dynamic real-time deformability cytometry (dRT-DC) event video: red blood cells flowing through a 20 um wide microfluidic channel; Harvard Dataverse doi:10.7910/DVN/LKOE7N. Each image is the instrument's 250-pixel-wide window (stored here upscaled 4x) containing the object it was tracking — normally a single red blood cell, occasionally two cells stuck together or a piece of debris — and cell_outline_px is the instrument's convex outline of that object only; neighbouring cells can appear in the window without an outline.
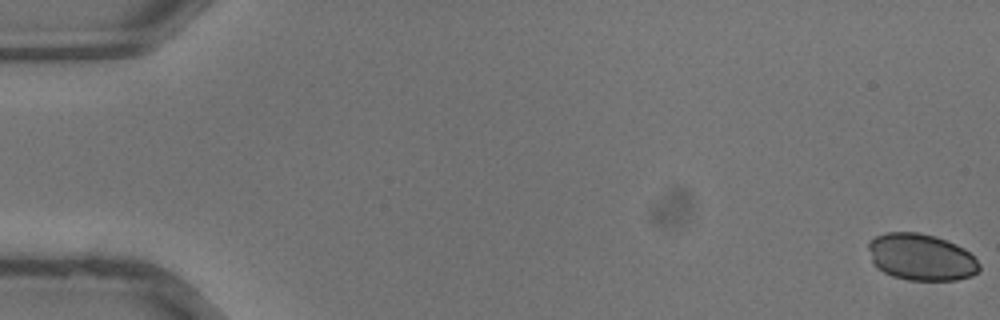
{"species": "common noctule bat (a hibernating species)", "species_latin": "Nyctalus noctula", "temperature_condition": "warm", "stored_images_in_passage": 37, "camera_frame_rate_fps": 3000, "um_per_image_px": 0.085, "animal": {"sex": "male", "body_mass_g": 13.3}, "frame": {"image": 1, "passage_image": 1, "time_ms": 0.0, "image_size_px": [1000, 320], "cell_outline_px": [[980, 272], [972, 276], [956, 280], [908, 280], [892, 276], [876, 268], [872, 260], [868, 248], [868, 244], [876, 236], [888, 232], [920, 232], [936, 236], [956, 244], [964, 248], [980, 264]], "centroid_in_image_um": [78.31, 21.86], "position_along_channel_um": 6.7, "area_um2": 30.29}}
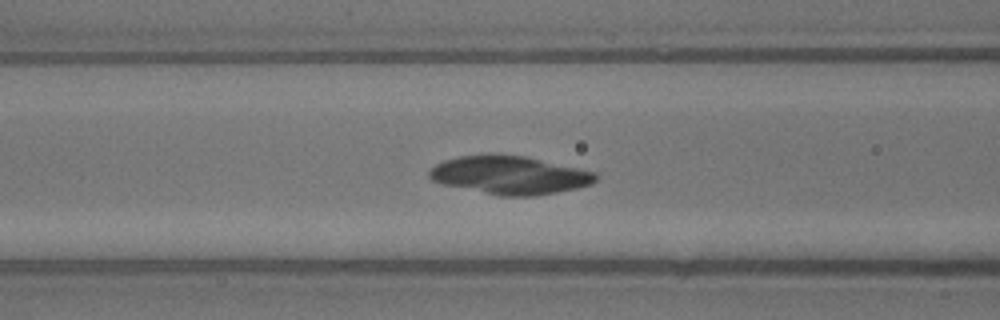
{"frame": {"image": 2, "passage_image": 16, "time_ms": 5.0, "image_size_px": [1000, 320], "cell_outline_px": [[600, 176], [592, 184], [576, 188], [536, 196], [500, 196], [444, 184], [432, 180], [428, 176], [428, 172], [436, 164], [444, 160], [460, 156], [488, 152], [524, 156], [596, 172]], "centroid_in_image_um": [43.32, 14.86], "position_along_channel_um": 123.3, "area_um2": 37.28}}
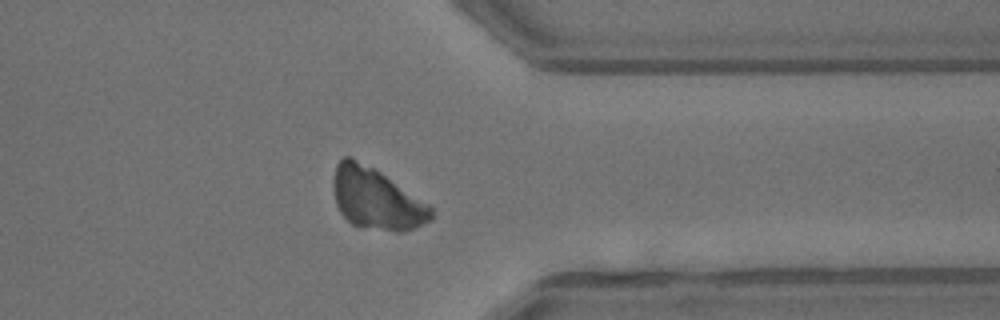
{"frame": {"image": 3, "passage_image": 30, "time_ms": 9.667, "image_size_px": [1000, 320], "cell_outline_px": [[432, 220], [416, 228], [404, 232], [396, 232], [352, 224], [340, 212], [336, 204], [332, 184], [332, 180], [336, 164], [344, 156], [348, 156], [380, 172], [428, 204], [432, 208]], "centroid_in_image_um": [31.98, 16.92], "position_along_channel_um": 379.4, "area_um2": 34.45}}